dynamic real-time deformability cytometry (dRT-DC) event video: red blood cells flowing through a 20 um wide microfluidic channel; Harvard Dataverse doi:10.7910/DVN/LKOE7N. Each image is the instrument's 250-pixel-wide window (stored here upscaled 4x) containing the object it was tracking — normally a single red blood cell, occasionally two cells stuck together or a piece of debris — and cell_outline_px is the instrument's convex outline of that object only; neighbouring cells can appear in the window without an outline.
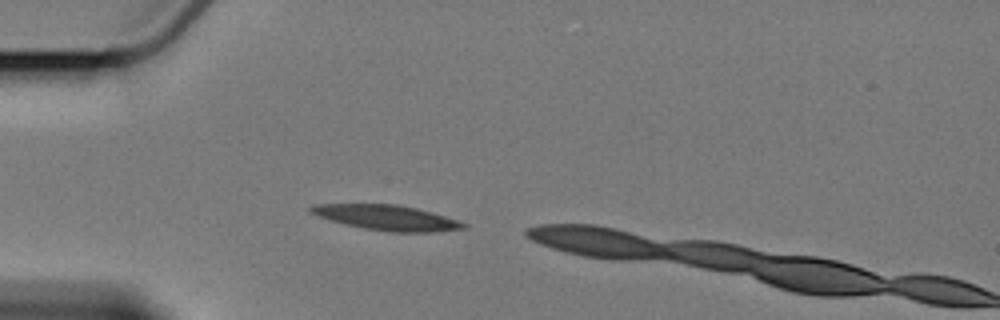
{"species": "Egyptian fruit bat (a non-hibernating species)", "species_latin": "Rousettus aegyptiacus", "temperature_condition": "cold", "stored_images_in_passage": 2, "camera_frame_rate_fps": 3000, "um_per_image_px": 0.085, "animal": {"sex": "female"}, "frame": {"image": 1, "passage_image": 1, "time_ms": 0.0, "image_size_px": [1000, 320], "cell_outline_px": [[468, 228], [436, 232], [388, 232], [364, 228], [344, 224], [328, 220], [316, 216], [308, 212], [308, 208], [312, 204], [396, 204], [416, 208], [432, 212], [468, 224]], "centroid_in_image_um": [32.84, 18.5], "position_along_channel_um": 52.2, "area_um2": 22.6}}